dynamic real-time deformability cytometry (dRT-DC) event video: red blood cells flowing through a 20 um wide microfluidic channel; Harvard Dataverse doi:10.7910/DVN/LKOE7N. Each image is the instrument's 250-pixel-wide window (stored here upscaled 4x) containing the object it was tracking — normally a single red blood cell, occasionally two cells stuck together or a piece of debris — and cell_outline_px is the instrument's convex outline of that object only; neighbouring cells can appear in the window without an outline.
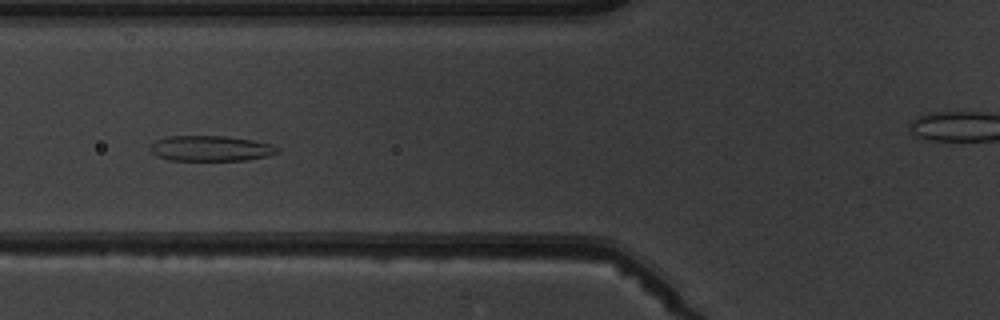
{"species": "common noctule bat (a hibernating species)", "species_latin": "Nyctalus noctula", "temperature_condition": "warm", "stored_images_in_passage": 7, "camera_frame_rate_fps": 3000, "um_per_image_px": 0.085, "animal": {"sex": "male", "body_mass_g": 19.5, "forearm_length_mm": 54.6}, "frame": {"image": 1, "passage_image": 5, "time_ms": 4.667, "image_size_px": [1000, 320], "cell_outline_px": [[280, 152], [268, 156], [244, 160], [168, 160], [156, 156], [148, 148], [156, 140], [168, 136], [228, 136], [252, 140], [272, 144], [280, 148]], "centroid_in_image_um": [17.92, 12.61], "position_along_channel_um": 107.9, "area_um2": 18.96}}
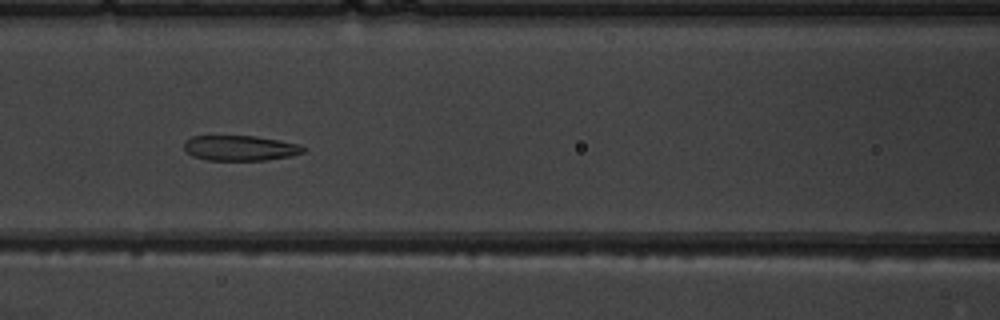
{"frame": {"image": 2, "passage_image": 6, "time_ms": 5.667, "image_size_px": [1000, 320], "cell_outline_px": [[308, 148], [304, 152], [292, 156], [264, 160], [208, 160], [192, 156], [184, 148], [184, 140], [192, 136], [256, 136], [296, 144]], "centroid_in_image_um": [20.4, 12.59], "position_along_channel_um": 146.2, "area_um2": 17.46}}
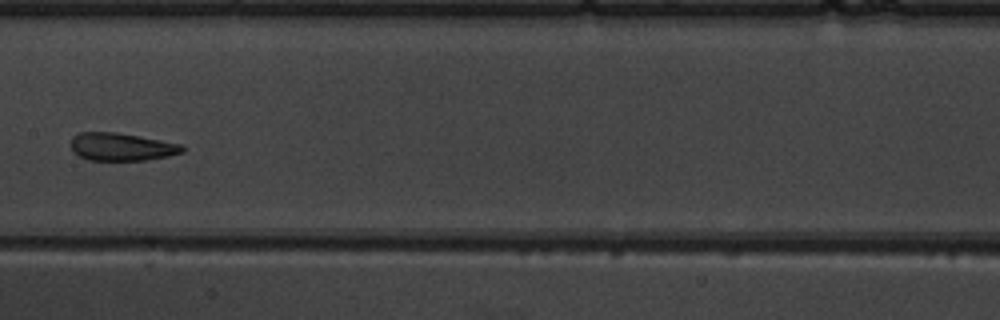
{"frame": {"image": 3, "passage_image": 7, "time_ms": 7.0, "image_size_px": [1000, 320], "cell_outline_px": [[184, 152], [168, 156], [144, 160], [88, 160], [72, 152], [72, 136], [80, 132], [116, 132], [140, 136], [184, 144]], "centroid_in_image_um": [10.35, 12.47], "position_along_channel_um": 197.0, "area_um2": 18.15}}